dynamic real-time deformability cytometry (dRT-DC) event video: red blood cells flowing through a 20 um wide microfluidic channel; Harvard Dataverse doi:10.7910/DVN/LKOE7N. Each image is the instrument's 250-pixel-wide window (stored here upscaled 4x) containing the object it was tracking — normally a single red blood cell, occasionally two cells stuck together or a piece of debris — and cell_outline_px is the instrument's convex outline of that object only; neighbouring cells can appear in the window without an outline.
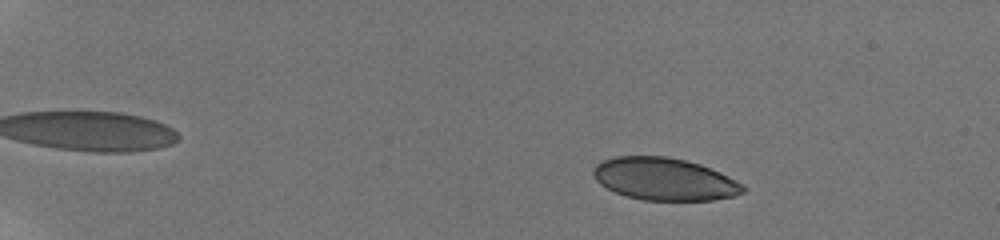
{"species": "human", "species_latin": "Homo sapiens", "temperature_condition": "room temperature", "stored_images_in_passage": 30, "camera_frame_rate_fps": 3000, "um_per_image_px": 0.085, "donor": {"sex": "male"}, "frame": {"image": 1, "passage_image": 4, "time_ms": 2.667, "image_size_px": [1000, 240], "cell_outline_px": [[748, 188], [744, 192], [732, 196], [712, 200], [644, 200], [628, 196], [616, 192], [600, 184], [596, 180], [592, 172], [596, 164], [604, 160], [616, 156], [668, 156], [700, 164], [720, 172], [744, 184]], "centroid_in_image_um": [56.5, 15.22], "position_along_channel_um": 28.5, "area_um2": 36.93}}
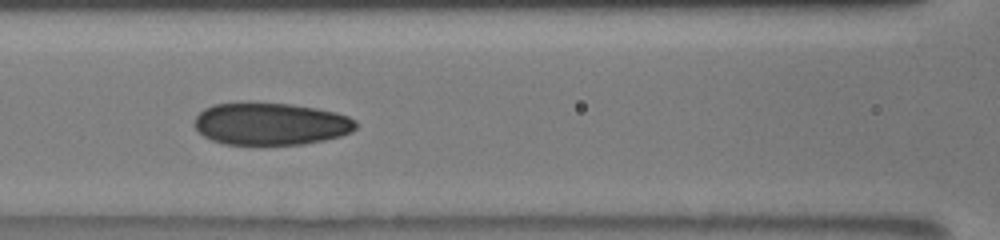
{"frame": {"image": 2, "passage_image": 19, "time_ms": 9.0, "image_size_px": [1000, 240], "cell_outline_px": [[356, 128], [352, 132], [340, 136], [324, 140], [304, 144], [224, 144], [212, 140], [204, 136], [192, 124], [196, 116], [204, 108], [212, 104], [248, 100], [292, 104], [316, 108], [336, 112], [348, 116], [356, 120]], "centroid_in_image_um": [22.98, 10.49], "position_along_channel_um": 143.6, "area_um2": 40.63}}
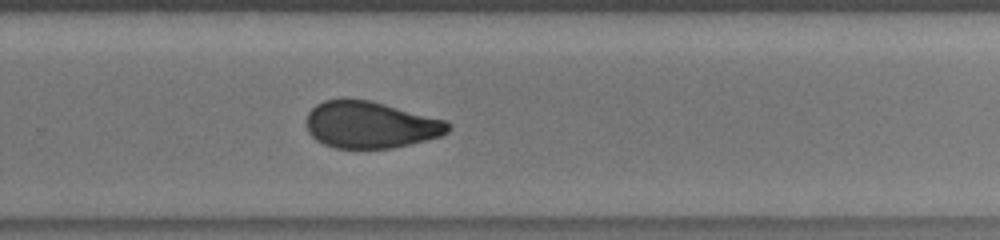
{"frame": {"image": 3, "passage_image": 30, "time_ms": 13.0, "image_size_px": [1000, 240], "cell_outline_px": [[452, 128], [448, 132], [440, 136], [392, 148], [336, 148], [324, 144], [316, 140], [308, 132], [304, 120], [308, 112], [316, 104], [324, 100], [344, 96], [372, 100], [444, 120], [452, 124]], "centroid_in_image_um": [31.43, 10.57], "position_along_channel_um": 298.4, "area_um2": 39.25}}